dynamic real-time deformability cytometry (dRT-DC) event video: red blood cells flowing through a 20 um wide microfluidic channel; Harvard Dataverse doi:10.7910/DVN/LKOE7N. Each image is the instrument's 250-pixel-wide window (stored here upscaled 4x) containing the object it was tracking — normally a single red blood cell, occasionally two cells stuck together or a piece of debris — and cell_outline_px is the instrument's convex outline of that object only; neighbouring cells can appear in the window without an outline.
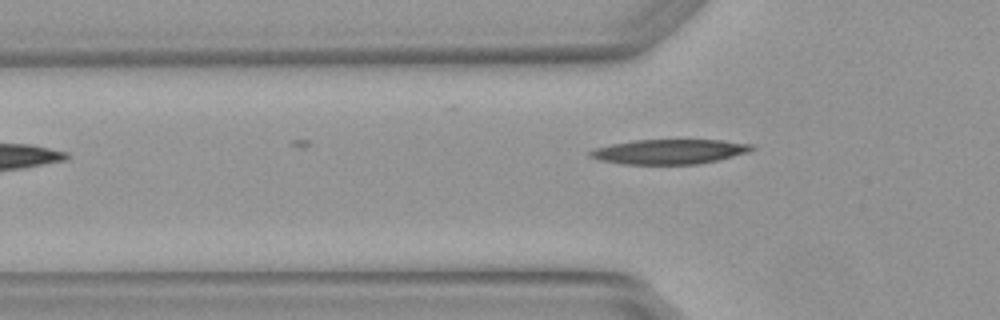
{"species": "Egyptian fruit bat (a non-hibernating species)", "species_latin": "Rousettus aegyptiacus", "temperature_condition": "warm", "stored_images_in_passage": 4, "camera_frame_rate_fps": 3000, "um_per_image_px": 0.085, "animal": {"sex": "female"}, "frame": {"image": 1, "passage_image": 4, "time_ms": 1.0, "image_size_px": [1000, 320], "cell_outline_px": [[756, 148], [748, 152], [700, 164], [624, 164], [600, 160], [588, 156], [588, 152], [596, 148], [612, 144], [632, 140], [724, 140], [756, 144]], "centroid_in_image_um": [56.93, 12.88], "position_along_channel_um": 68.9, "area_um2": 23.35}}